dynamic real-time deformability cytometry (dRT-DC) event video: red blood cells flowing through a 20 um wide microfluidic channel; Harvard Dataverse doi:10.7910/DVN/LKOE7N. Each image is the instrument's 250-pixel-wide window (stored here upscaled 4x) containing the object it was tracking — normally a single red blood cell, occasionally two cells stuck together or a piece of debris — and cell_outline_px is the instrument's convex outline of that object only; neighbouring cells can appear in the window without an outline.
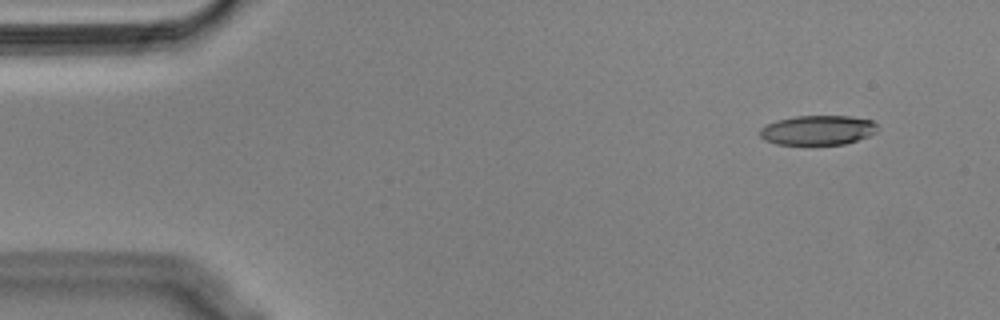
{"species": "Egyptian fruit bat (a non-hibernating species)", "species_latin": "Rousettus aegyptiacus", "temperature_condition": "cold", "stored_images_in_passage": 51, "camera_frame_rate_fps": 3000, "um_per_image_px": 0.085, "animal": {"sex": "male"}, "frame": {"image": 1, "passage_image": 1, "time_ms": 0.0, "image_size_px": [1000, 320], "cell_outline_px": [[880, 128], [876, 132], [868, 136], [844, 144], [776, 144], [764, 140], [760, 136], [760, 128], [776, 120], [796, 116], [848, 116], [872, 120]], "centroid_in_image_um": [69.52, 11.06], "position_along_channel_um": 15.5, "area_um2": 20.23}}
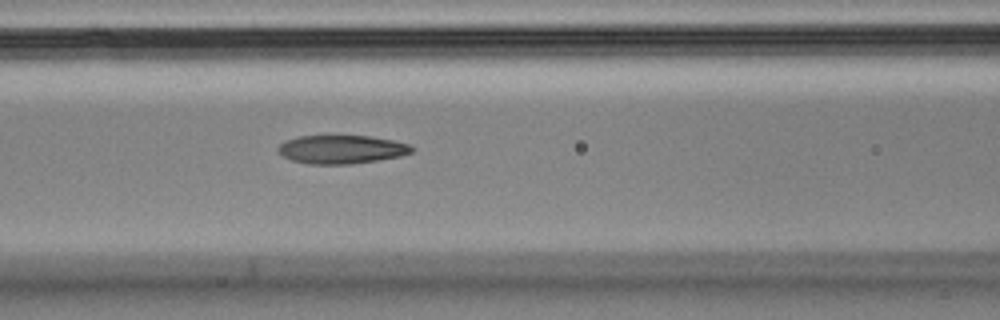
{"frame": {"image": 2, "passage_image": 19, "time_ms": 6.0, "image_size_px": [1000, 320], "cell_outline_px": [[412, 152], [400, 156], [352, 164], [308, 164], [292, 160], [284, 156], [276, 148], [284, 140], [300, 136], [368, 136], [392, 140], [408, 144], [412, 148]], "centroid_in_image_um": [28.99, 12.7], "position_along_channel_um": 137.6, "area_um2": 21.96}}
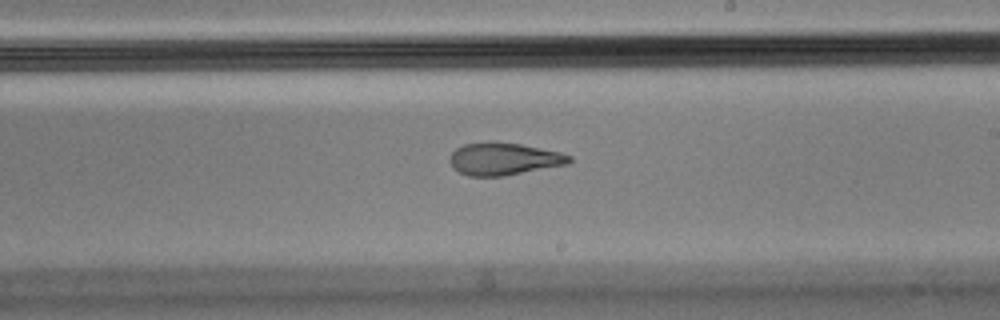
{"frame": {"image": 3, "passage_image": 28, "time_ms": 9.0, "image_size_px": [1000, 320], "cell_outline_px": [[572, 160], [568, 164], [504, 176], [468, 176], [452, 168], [448, 160], [448, 156], [456, 148], [464, 144], [492, 140], [496, 140], [520, 144], [560, 152], [572, 156]], "centroid_in_image_um": [42.78, 13.49], "position_along_channel_um": 246.2, "area_um2": 22.95}, "authors_computed_cell_mechanics": {"area_um2": 23.0044, "velocity_mm_per_s": 3.6238, "shape_relaxation_time_tau1_ms": null, "shape_relaxation_time_tau2_ms": 3.0655, "deformation_change_tau1": null, "deformation_change_tau2": 0.1224}}